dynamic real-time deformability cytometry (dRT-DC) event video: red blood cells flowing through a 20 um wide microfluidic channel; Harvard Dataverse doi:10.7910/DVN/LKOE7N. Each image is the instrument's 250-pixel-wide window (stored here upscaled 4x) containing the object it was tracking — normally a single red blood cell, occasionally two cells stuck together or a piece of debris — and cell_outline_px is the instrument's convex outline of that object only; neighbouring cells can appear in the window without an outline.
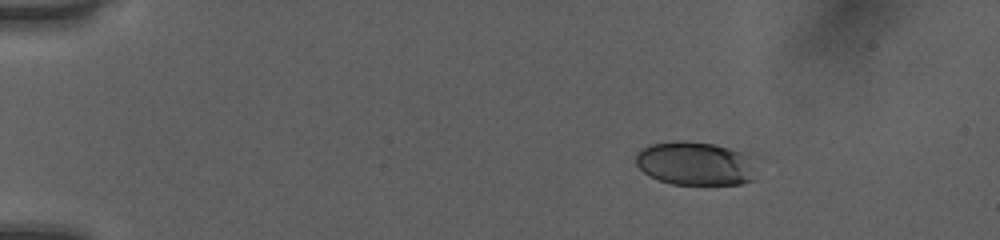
{"species": "human", "species_latin": "Homo sapiens", "temperature_condition": "room temperature", "stored_images_in_passage": 44, "camera_frame_rate_fps": 3000, "um_per_image_px": 0.085, "donor": {"sex": "female"}, "frame": {"image": 1, "passage_image": 1, "time_ms": 0.0, "image_size_px": [1000, 240], "cell_outline_px": [[768, 156], [752, 180], [740, 184], [672, 184], [648, 176], [636, 164], [636, 152], [648, 144], [672, 140], [684, 140], [748, 148]], "centroid_in_image_um": [59.42, 13.83], "position_along_channel_um": 25.6, "area_um2": 33.41}}
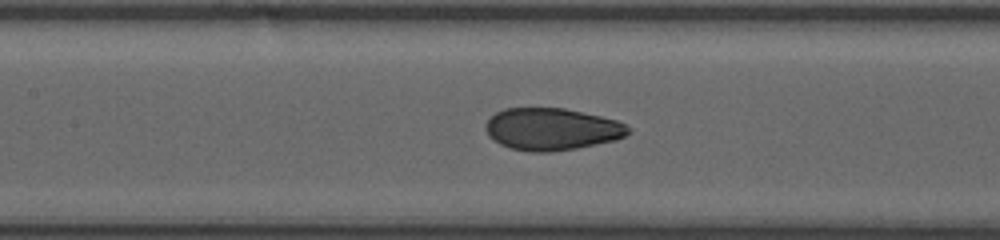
{"frame": {"image": 2, "passage_image": 18, "time_ms": 5.667, "image_size_px": [1000, 240], "cell_outline_px": [[632, 132], [616, 140], [576, 148], [552, 152], [532, 152], [512, 148], [500, 144], [488, 136], [484, 128], [484, 124], [496, 112], [504, 108], [564, 108], [600, 116], [616, 120], [628, 124], [632, 128]], "centroid_in_image_um": [46.92, 10.97], "position_along_channel_um": 160.5, "area_um2": 35.2}}
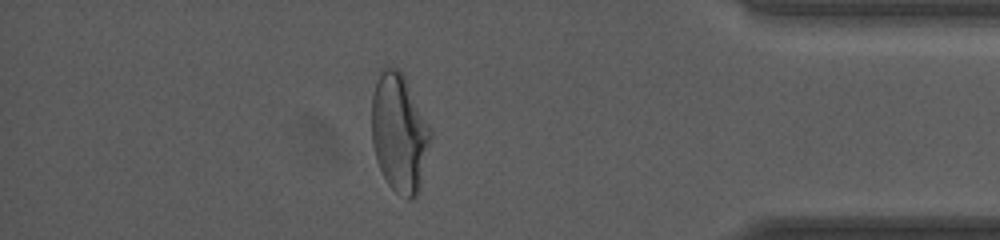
{"frame": {"image": 3, "passage_image": 38, "time_ms": 12.333, "image_size_px": [1000, 240], "cell_outline_px": [[432, 136], [420, 192], [412, 200], [408, 200], [400, 196], [388, 184], [376, 160], [372, 144], [372, 96], [380, 68], [396, 68], [404, 76], [432, 128]], "centroid_in_image_um": [33.97, 11.35], "position_along_channel_um": 401.2, "area_um2": 41.15}, "authors_computed_cell_mechanics": {"area_um2": 35.4603, "velocity_mm_per_s": 4.0522, "shape_relaxation_time_tau1_ms": 4.0169, "shape_relaxation_time_tau2_ms": 0.8823, "deformation_change_tau1": 0.1663, "deformation_change_tau2": 0.0612}}